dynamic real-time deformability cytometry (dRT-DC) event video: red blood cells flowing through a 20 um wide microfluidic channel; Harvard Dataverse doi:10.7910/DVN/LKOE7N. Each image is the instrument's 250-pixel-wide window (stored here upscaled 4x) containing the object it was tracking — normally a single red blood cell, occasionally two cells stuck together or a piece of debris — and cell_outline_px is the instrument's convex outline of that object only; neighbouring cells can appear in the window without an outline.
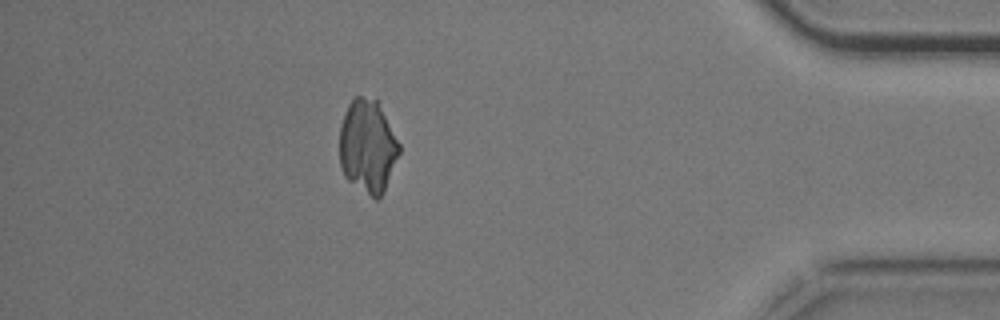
{"species": "common noctule bat (a hibernating species)", "species_latin": "Nyctalus noctula", "temperature_condition": "cold", "stored_images_in_passage": 38, "camera_frame_rate_fps": 3000, "um_per_image_px": 0.085, "animal": {"sex": "male", "body_mass_g": 20.5, "forearm_length_mm": 52.5}, "frame": {"image": 1, "passage_image": 32, "time_ms": 10.333, "image_size_px": [1000, 320], "cell_outline_px": [[400, 152], [384, 192], [376, 200], [348, 180], [344, 176], [340, 168], [340, 128], [348, 104], [356, 96], [360, 96], [376, 100], [400, 144]], "centroid_in_image_um": [31.24, 12.47], "position_along_channel_um": 404.0, "area_um2": 32.02}}